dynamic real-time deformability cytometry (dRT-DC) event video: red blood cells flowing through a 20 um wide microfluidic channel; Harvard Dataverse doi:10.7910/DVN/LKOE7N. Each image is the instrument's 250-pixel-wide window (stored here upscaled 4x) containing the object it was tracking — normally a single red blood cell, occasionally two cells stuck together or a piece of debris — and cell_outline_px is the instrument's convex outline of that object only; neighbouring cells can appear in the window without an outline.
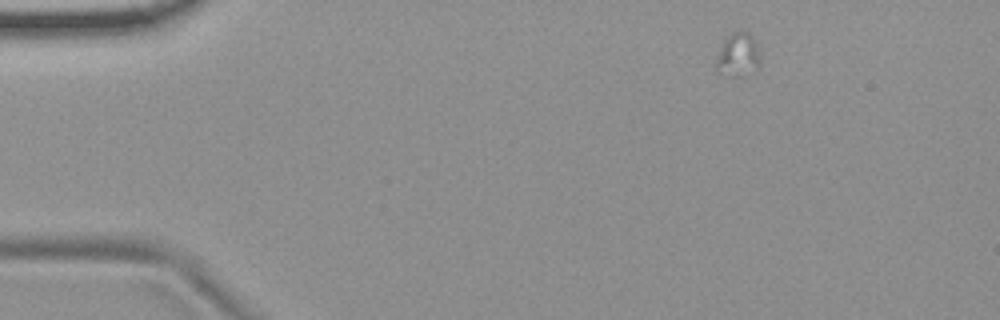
{"species": "common noctule bat (a hibernating species)", "species_latin": "Nyctalus noctula", "temperature_condition": "room temperature", "stored_images_in_passage": 3, "camera_frame_rate_fps": 3000, "um_per_image_px": 0.085, "animal": {"sex": "female", "body_mass_g": 19.9}, "frame": {"image": 1, "passage_image": 1, "time_ms": 0.0, "image_size_px": [1000, 320], "cell_outline_px": [[756, 68], [740, 76], [732, 76], [716, 72], [716, 56], [724, 40], [732, 32], [740, 28], [756, 44]], "centroid_in_image_um": [62.61, 4.66], "position_along_channel_um": 22.4, "area_um2": 10.52}}